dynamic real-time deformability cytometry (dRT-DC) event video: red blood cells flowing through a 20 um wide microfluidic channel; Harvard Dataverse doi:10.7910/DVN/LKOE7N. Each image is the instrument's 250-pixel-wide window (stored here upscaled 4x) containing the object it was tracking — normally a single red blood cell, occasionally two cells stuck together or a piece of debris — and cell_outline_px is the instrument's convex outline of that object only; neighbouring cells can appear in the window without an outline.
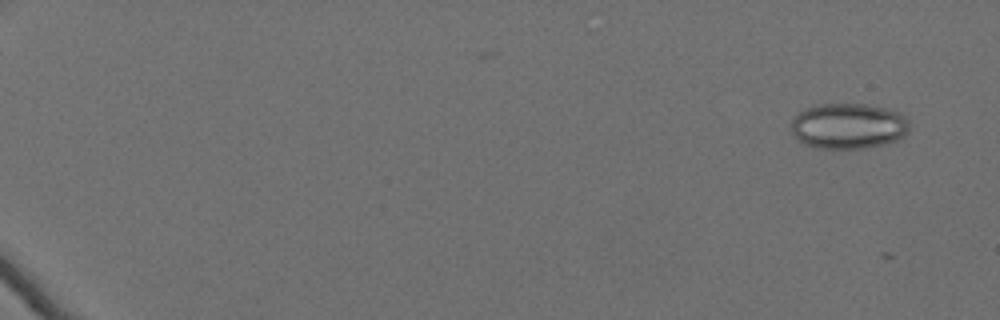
{"species": "Egyptian fruit bat (a non-hibernating species)", "species_latin": "Rousettus aegyptiacus", "temperature_condition": "cold", "stored_images_in_passage": 5, "camera_frame_rate_fps": 3000, "um_per_image_px": 0.085, "animal": {"sex": "female"}, "frame": {"image": 1, "passage_image": 4, "time_ms": 1.0, "image_size_px": [1000, 320], "cell_outline_px": [[908, 132], [904, 136], [896, 140], [884, 144], [864, 148], [816, 148], [804, 144], [792, 132], [788, 124], [800, 112], [808, 108], [820, 104], [864, 104], [888, 108], [900, 112], [908, 120]], "centroid_in_image_um": [72.12, 10.71], "position_along_channel_um": 12.9, "area_um2": 31.44}}